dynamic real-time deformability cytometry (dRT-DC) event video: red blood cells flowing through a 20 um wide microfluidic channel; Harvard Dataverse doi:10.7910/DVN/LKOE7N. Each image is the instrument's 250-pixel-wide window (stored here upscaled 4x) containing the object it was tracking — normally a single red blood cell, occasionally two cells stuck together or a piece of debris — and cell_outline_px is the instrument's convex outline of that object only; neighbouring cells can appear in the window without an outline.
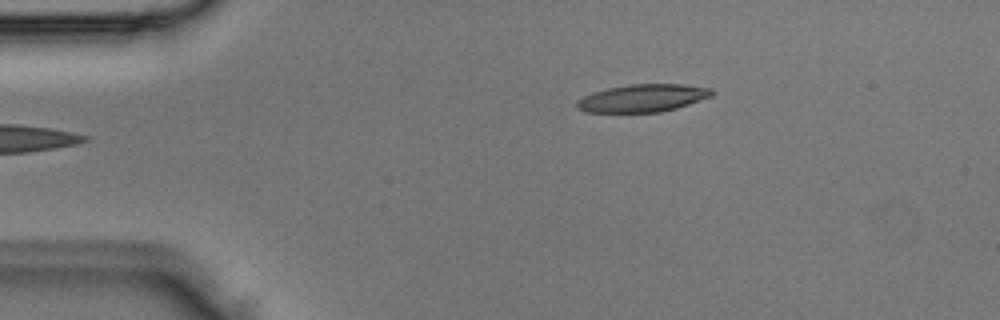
{"species": "Egyptian fruit bat (a non-hibernating species)", "species_latin": "Rousettus aegyptiacus", "temperature_condition": "room temperature", "stored_images_in_passage": 3, "camera_frame_rate_fps": 3000, "um_per_image_px": 0.085, "animal": {"sex": "male"}, "frame": {"image": 1, "passage_image": 3, "time_ms": 0.667, "image_size_px": [1000, 320], "cell_outline_px": [[716, 92], [712, 96], [676, 108], [660, 112], [584, 112], [576, 108], [576, 100], [592, 92], [608, 88], [628, 84], [680, 84], [712, 88]], "centroid_in_image_um": [54.61, 8.33], "position_along_channel_um": 30.4, "area_um2": 21.85}}